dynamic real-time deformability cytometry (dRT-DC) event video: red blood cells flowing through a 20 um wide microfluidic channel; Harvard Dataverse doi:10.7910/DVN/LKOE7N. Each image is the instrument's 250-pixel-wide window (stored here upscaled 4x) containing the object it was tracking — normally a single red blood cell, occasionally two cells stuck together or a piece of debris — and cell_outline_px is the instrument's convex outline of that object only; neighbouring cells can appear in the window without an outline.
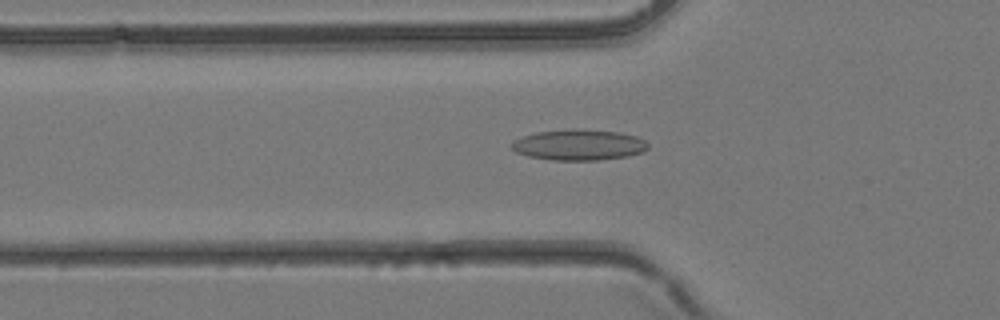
{"species": "common noctule bat (a hibernating species)", "species_latin": "Nyctalus noctula", "temperature_condition": "room temperature", "stored_images_in_passage": 30, "segment_of_instrument_passage": [1, 2], "camera_frame_rate_fps": 3000, "um_per_image_px": 0.085, "animal": {"sex": "female", "body_mass_g": 24.6, "forearm_length_mm": 56.2}, "frame": {"image": 1, "passage_image": 3, "time_ms": 0.667, "image_size_px": [1000, 320], "cell_outline_px": [[648, 148], [640, 152], [628, 156], [596, 160], [552, 160], [528, 156], [516, 152], [508, 144], [512, 140], [536, 132], [576, 128], [616, 132], [636, 136], [644, 140], [648, 144]], "centroid_in_image_um": [49.15, 12.31], "position_along_channel_um": 76.7, "area_um2": 24.45}}
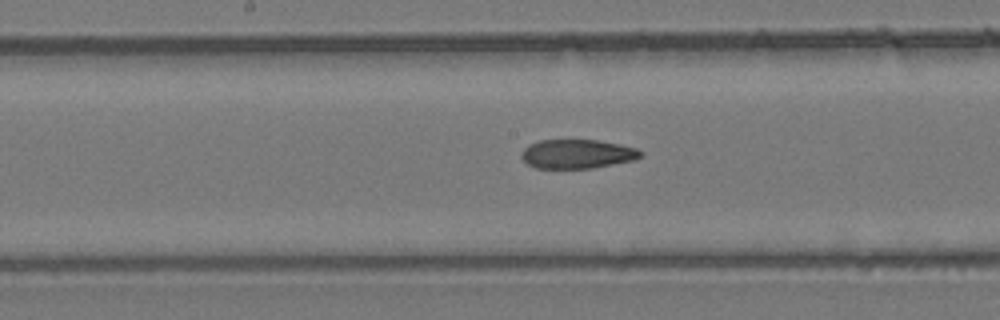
{"frame": {"image": 2, "passage_image": 10, "time_ms": 3.0, "image_size_px": [1000, 320], "cell_outline_px": [[644, 156], [636, 160], [592, 168], [536, 168], [528, 164], [520, 156], [524, 148], [528, 144], [540, 140], [600, 140], [620, 144], [636, 148], [644, 152]], "centroid_in_image_um": [49.11, 13.08], "position_along_channel_um": 199.1, "area_um2": 20.4}}
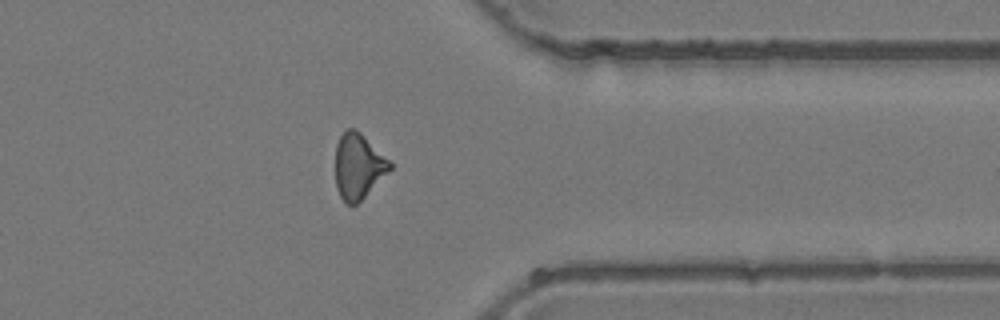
{"frame": {"image": 3, "passage_image": 21, "time_ms": 6.667, "image_size_px": [1000, 320], "cell_outline_px": [[392, 168], [356, 204], [348, 204], [340, 196], [336, 188], [336, 144], [340, 136], [348, 128], [356, 128], [392, 164]], "centroid_in_image_um": [30.43, 14.11], "position_along_channel_um": 381.0, "area_um2": 20.23}}